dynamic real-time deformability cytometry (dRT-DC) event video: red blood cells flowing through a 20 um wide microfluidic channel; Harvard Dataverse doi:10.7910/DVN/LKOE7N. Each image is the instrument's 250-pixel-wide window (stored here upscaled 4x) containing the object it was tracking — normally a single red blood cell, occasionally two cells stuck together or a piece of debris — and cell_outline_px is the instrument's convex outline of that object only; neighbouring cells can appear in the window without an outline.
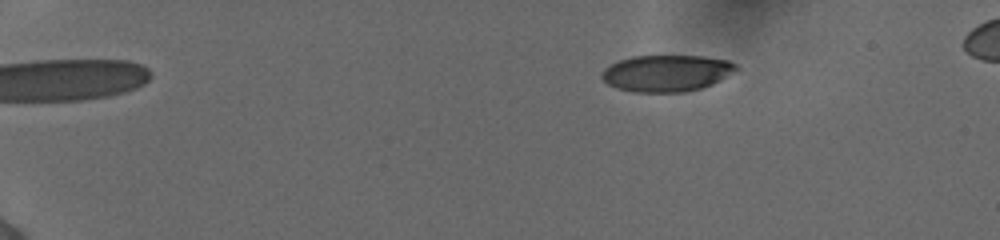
{"species": "human", "species_latin": "Homo sapiens", "temperature_condition": "cold", "stored_images_in_passage": 53, "camera_frame_rate_fps": 3000, "um_per_image_px": 0.085, "donor": {"sex": "female"}, "frame": {"image": 1, "passage_image": 8, "time_ms": 2.333, "image_size_px": [1000, 240], "cell_outline_px": [[740, 68], [720, 80], [712, 84], [700, 88], [684, 92], [632, 92], [616, 88], [608, 84], [600, 76], [604, 68], [620, 60], [632, 56], [704, 56], [728, 60], [736, 64]], "centroid_in_image_um": [56.66, 6.22], "position_along_channel_um": 28.3, "area_um2": 28.67}}
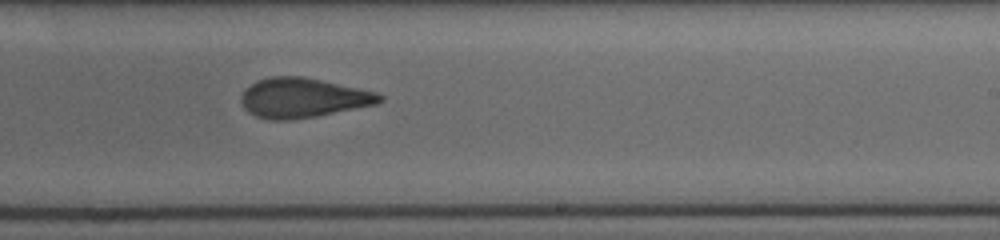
{"frame": {"image": 2, "passage_image": 35, "time_ms": 11.333, "image_size_px": [1000, 240], "cell_outline_px": [[384, 100], [376, 104], [316, 116], [288, 120], [272, 120], [256, 116], [248, 112], [244, 108], [240, 100], [240, 96], [256, 80], [272, 76], [304, 76], [376, 92], [384, 96]], "centroid_in_image_um": [25.74, 8.31], "position_along_channel_um": 263.3, "area_um2": 31.85}}
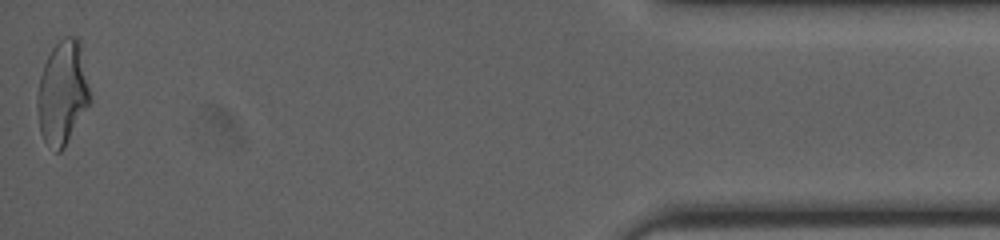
{"frame": {"image": 3, "passage_image": 53, "time_ms": 17.333, "image_size_px": [1000, 240], "cell_outline_px": [[92, 100], [64, 148], [60, 152], [56, 152], [44, 140], [40, 132], [36, 104], [36, 96], [40, 76], [44, 64], [52, 48], [64, 36], [76, 36], [80, 40]], "centroid_in_image_um": [5.32, 7.88], "position_along_channel_um": 429.9, "area_um2": 32.14}, "authors_computed_cell_mechanics": {"area_um2": 31.6166, "velocity_mm_per_s": 3.9027, "shape_relaxation_time_tau1_ms": 4.9218, "shape_relaxation_time_tau2_ms": 1.8188, "deformation_change_tau1": 0.1774, "deformation_change_tau2": 0.1033}}